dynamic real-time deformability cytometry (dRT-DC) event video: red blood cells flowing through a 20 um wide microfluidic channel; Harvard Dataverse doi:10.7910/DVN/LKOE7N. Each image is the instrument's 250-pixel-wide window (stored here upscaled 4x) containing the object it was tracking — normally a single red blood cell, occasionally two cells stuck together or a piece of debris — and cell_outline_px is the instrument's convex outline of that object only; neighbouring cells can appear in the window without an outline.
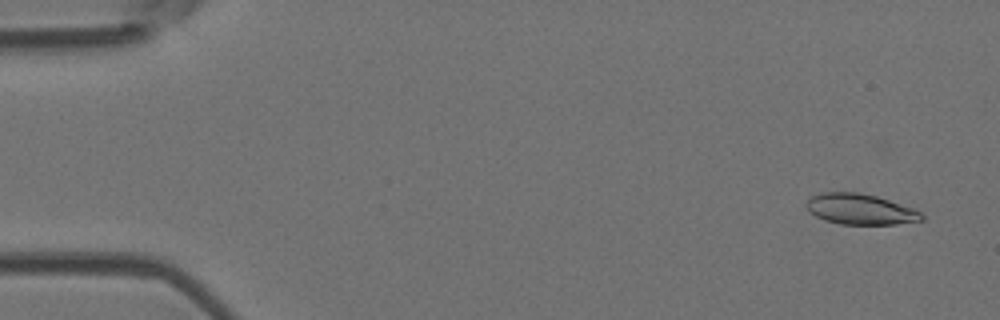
{"species": "Egyptian fruit bat (a non-hibernating species)", "species_latin": "Rousettus aegyptiacus", "temperature_condition": "room temperature", "stored_images_in_passage": 38, "camera_frame_rate_fps": 3000, "um_per_image_px": 0.085, "animal": {"sex": "female"}, "frame": {"image": 1, "passage_image": 3, "time_ms": 0.667, "image_size_px": [1000, 320], "cell_outline_px": [[924, 220], [896, 224], [840, 224], [824, 220], [808, 212], [804, 204], [812, 196], [820, 192], [860, 192], [876, 196], [912, 208], [920, 212], [924, 216]], "centroid_in_image_um": [73.08, 17.78], "position_along_channel_um": 11.9, "area_um2": 20.63}}
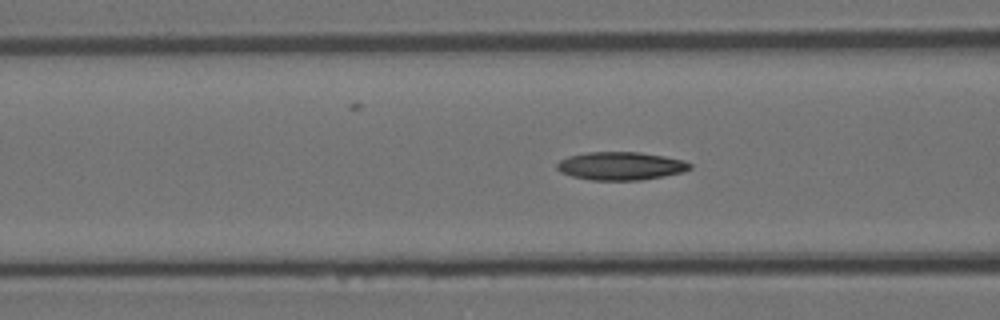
{"frame": {"image": 2, "passage_image": 21, "time_ms": 6.667, "image_size_px": [1000, 320], "cell_outline_px": [[692, 168], [684, 172], [664, 176], [640, 180], [592, 180], [572, 176], [560, 172], [556, 168], [556, 164], [560, 160], [568, 156], [588, 152], [640, 152], [664, 156], [684, 160], [692, 164]], "centroid_in_image_um": [52.78, 14.1], "position_along_channel_um": 113.8, "area_um2": 21.91}}
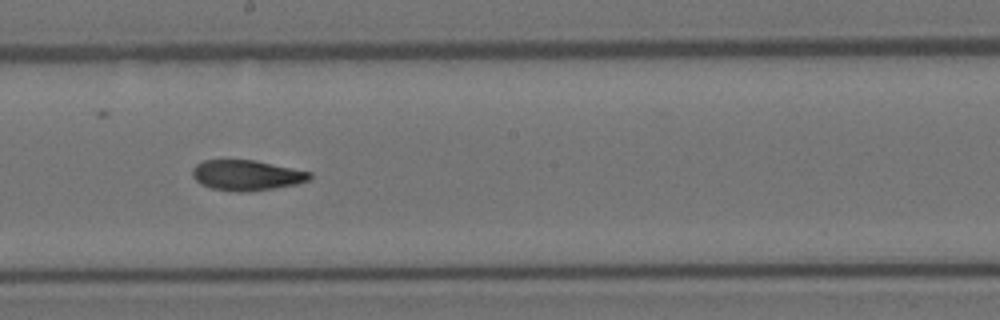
{"frame": {"image": 3, "passage_image": 30, "time_ms": 9.667, "image_size_px": [1000, 320], "cell_outline_px": [[312, 176], [308, 180], [296, 184], [276, 188], [248, 192], [236, 192], [212, 188], [200, 184], [192, 176], [192, 168], [196, 164], [204, 160], [252, 160], [312, 172]], "centroid_in_image_um": [20.94, 14.9], "position_along_channel_um": 227.3, "area_um2": 20.75}}